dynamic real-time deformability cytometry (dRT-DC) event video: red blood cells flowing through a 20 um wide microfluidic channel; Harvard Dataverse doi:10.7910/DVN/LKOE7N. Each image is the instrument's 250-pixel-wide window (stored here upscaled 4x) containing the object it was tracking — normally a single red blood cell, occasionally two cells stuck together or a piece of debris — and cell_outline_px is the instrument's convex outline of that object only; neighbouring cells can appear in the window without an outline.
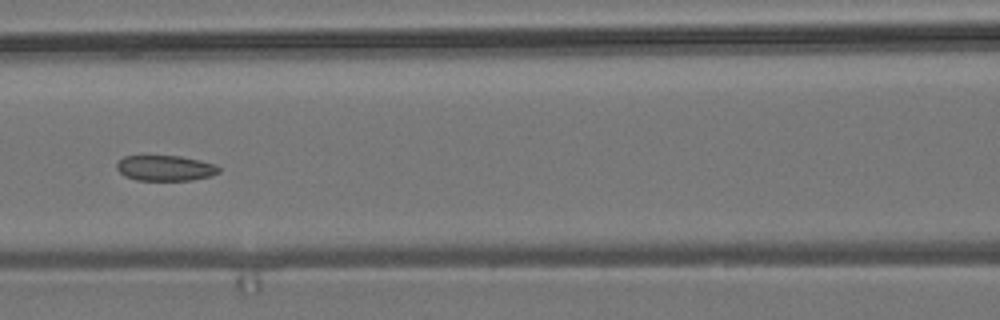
{"species": "common noctule bat (a hibernating species)", "species_latin": "Nyctalus noctula", "temperature_condition": "room temperature", "stored_images_in_passage": 7, "camera_frame_rate_fps": 3000, "um_per_image_px": 0.085, "animal": {"sex": "male", "body_mass_g": 19.2, "forearm_length_mm": 51.8}, "frame": {"image": 1, "passage_image": 5, "time_ms": 5.667, "image_size_px": [1000, 320], "cell_outline_px": [[220, 172], [212, 176], [192, 180], [136, 180], [124, 176], [116, 168], [116, 164], [124, 156], [180, 156], [200, 160], [216, 164], [220, 168]], "centroid_in_image_um": [14.07, 14.29], "position_along_channel_um": 152.5, "area_um2": 15.26}}
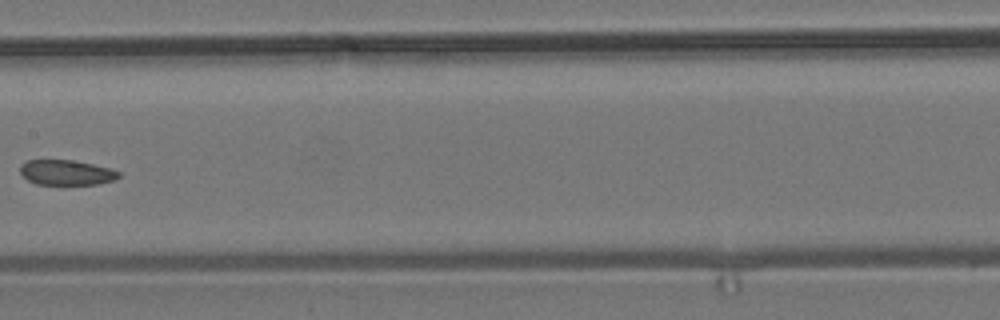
{"frame": {"image": 2, "passage_image": 6, "time_ms": 7.0, "image_size_px": [1000, 320], "cell_outline_px": [[120, 176], [116, 180], [100, 184], [36, 184], [28, 180], [20, 172], [20, 164], [28, 160], [72, 160], [112, 168], [120, 172]], "centroid_in_image_um": [5.68, 14.66], "position_along_channel_um": 201.7, "area_um2": 14.51}}
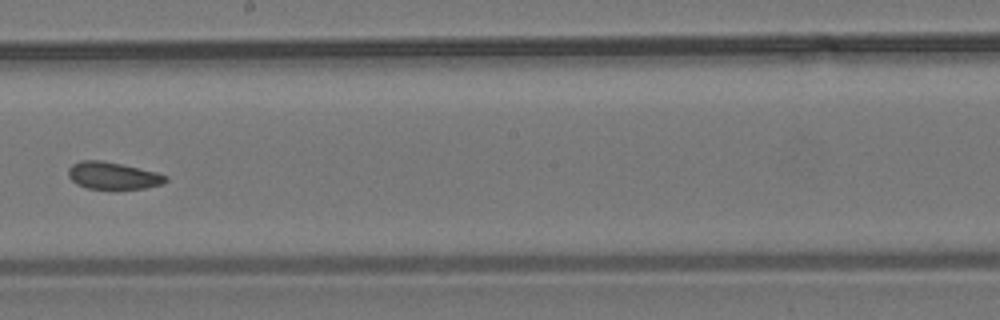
{"frame": {"image": 3, "passage_image": 7, "time_ms": 8.0, "image_size_px": [1000, 320], "cell_outline_px": [[168, 180], [160, 184], [144, 188], [88, 188], [76, 184], [68, 176], [68, 168], [72, 164], [80, 160], [100, 160], [120, 164], [156, 172], [168, 176]], "centroid_in_image_um": [9.56, 14.91], "position_along_channel_um": 238.6, "area_um2": 15.14}}